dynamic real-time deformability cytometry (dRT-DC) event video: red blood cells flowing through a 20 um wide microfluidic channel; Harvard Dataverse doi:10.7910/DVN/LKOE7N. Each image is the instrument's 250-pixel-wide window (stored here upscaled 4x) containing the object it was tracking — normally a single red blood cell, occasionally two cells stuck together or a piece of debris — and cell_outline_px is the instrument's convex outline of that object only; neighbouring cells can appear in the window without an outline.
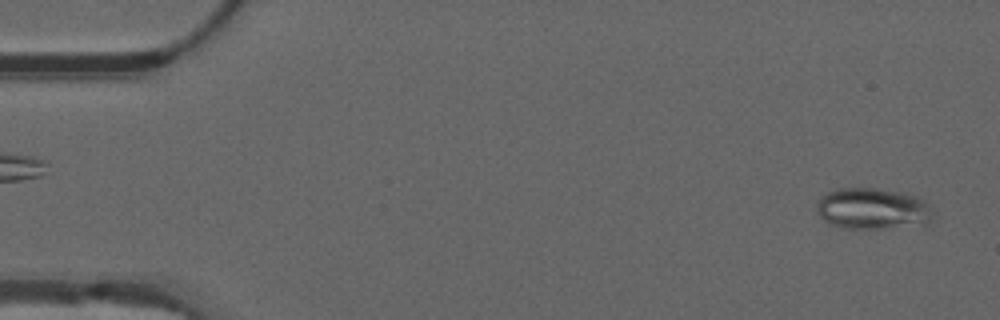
{"species": "common noctule bat (a hibernating species)", "species_latin": "Nyctalus noctula", "temperature_condition": "warm", "stored_images_in_passage": 5, "camera_frame_rate_fps": 3000, "um_per_image_px": 0.085, "animal": {"sex": "male", "forearm_length_mm": 52.5}, "frame": {"image": 1, "passage_image": 2, "time_ms": 0.333, "image_size_px": [1000, 320], "cell_outline_px": [[932, 220], [880, 228], [844, 228], [828, 224], [816, 212], [816, 204], [820, 196], [828, 192], [840, 188], [876, 188], [904, 192], [916, 196], [924, 200], [932, 208]], "centroid_in_image_um": [74.09, 17.7], "position_along_channel_um": 10.9, "area_um2": 27.63}}